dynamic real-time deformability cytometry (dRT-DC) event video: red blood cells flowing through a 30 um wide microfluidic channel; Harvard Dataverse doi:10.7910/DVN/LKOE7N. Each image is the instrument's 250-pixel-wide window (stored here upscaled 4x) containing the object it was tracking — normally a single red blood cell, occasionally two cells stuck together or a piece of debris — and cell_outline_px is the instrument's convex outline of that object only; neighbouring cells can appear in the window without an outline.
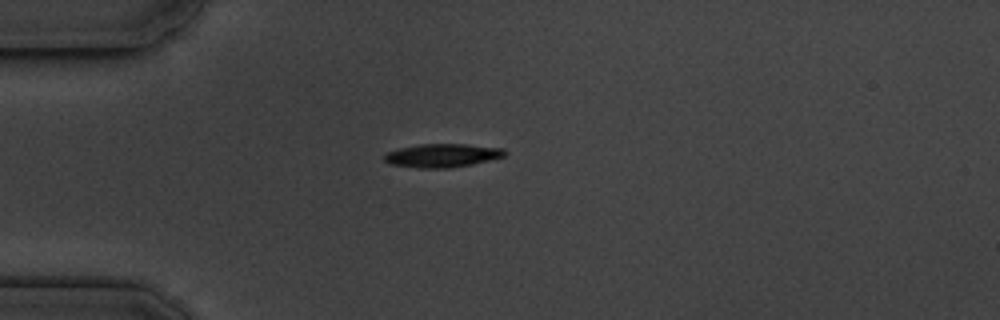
{"species": "common noctule bat (a hibernating species)", "species_latin": "Nyctalus noctula", "temperature_condition": "cold", "stored_images_in_passage": 42, "camera_frame_rate_fps": 3000, "um_per_image_px": 0.085, "animal": {"sex": "male", "body_mass_g": 19.5, "forearm_length_mm": 54.6}, "frame": {"image": 1, "passage_image": 1, "time_ms": 0.0, "image_size_px": [1000, 320], "cell_outline_px": [[504, 156], [472, 164], [448, 168], [420, 168], [392, 164], [384, 160], [384, 156], [388, 152], [400, 148], [420, 144], [464, 144], [504, 148]], "centroid_in_image_um": [37.59, 13.21], "position_along_channel_um": 47.4, "area_um2": 16.18}}
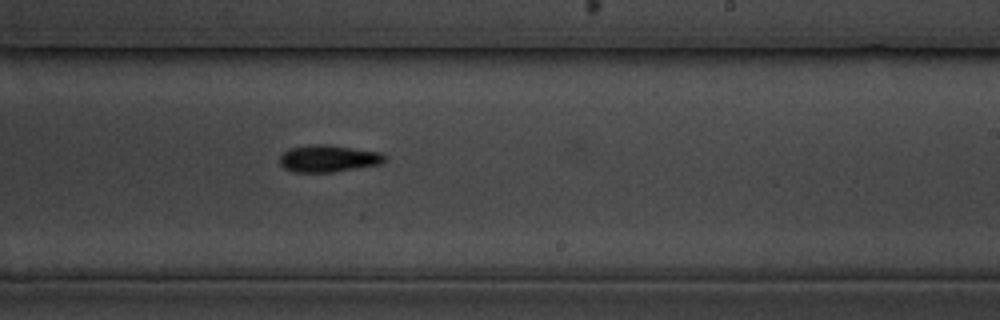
{"frame": {"image": 2, "passage_image": 20, "time_ms": 6.333, "image_size_px": [1000, 320], "cell_outline_px": [[384, 164], [332, 172], [296, 172], [284, 168], [280, 164], [280, 156], [288, 148], [308, 144], [328, 144], [380, 152], [384, 156]], "centroid_in_image_um": [27.9, 13.46], "position_along_channel_um": 261.1, "area_um2": 16.65}}
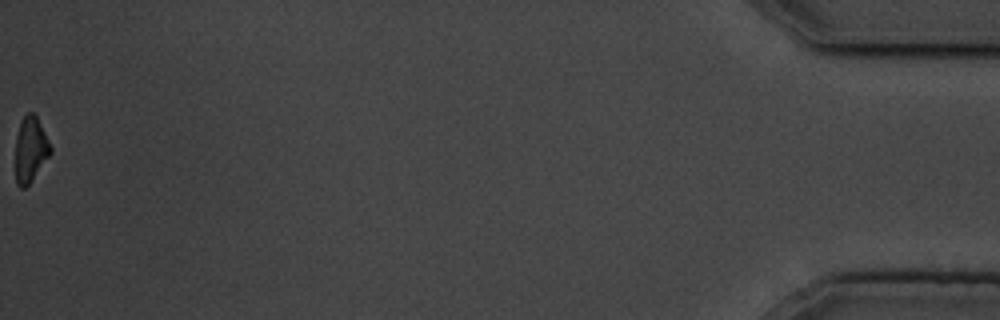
{"frame": {"image": 3, "passage_image": 42, "time_ms": 13.667, "image_size_px": [1000, 320], "cell_outline_px": [[52, 152], [32, 180], [24, 188], [20, 188], [16, 184], [16, 136], [20, 120], [28, 112], [32, 112], [36, 116], [52, 148]], "centroid_in_image_um": [2.58, 12.7], "position_along_channel_um": 432.6, "area_um2": 13.24}, "authors_computed_cell_mechanics": {"area_um2": 16.1551, "velocity_mm_per_s": 3.6405, "shape_relaxation_time_tau1_ms": 2.7052, "shape_relaxation_time_tau2_ms": null, "deformation_change_tau1": 0.1476, "deformation_change_tau2": null}}